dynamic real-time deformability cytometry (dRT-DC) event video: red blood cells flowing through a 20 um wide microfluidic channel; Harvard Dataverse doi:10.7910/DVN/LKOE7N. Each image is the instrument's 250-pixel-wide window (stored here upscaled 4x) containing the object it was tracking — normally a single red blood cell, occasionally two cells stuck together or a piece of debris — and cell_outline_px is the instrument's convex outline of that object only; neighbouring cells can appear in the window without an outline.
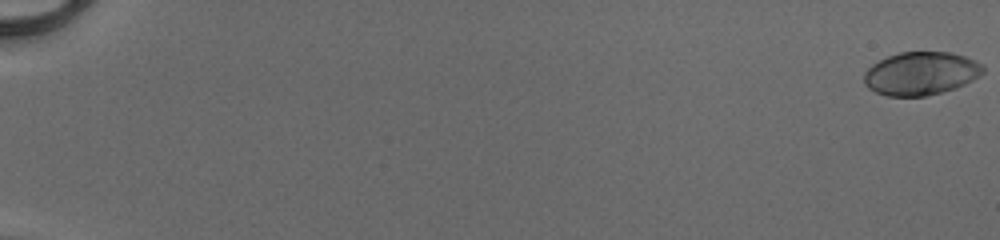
{"species": "human", "species_latin": "Homo sapiens", "temperature_condition": "cold", "stored_images_in_passage": 53, "camera_frame_rate_fps": 3000, "um_per_image_px": 0.085, "donor": {"sex": "male"}, "frame": {"image": 1, "passage_image": 1, "time_ms": 0.0, "image_size_px": [1000, 240], "cell_outline_px": [[984, 72], [980, 76], [956, 88], [924, 96], [888, 96], [876, 92], [868, 88], [864, 84], [864, 72], [872, 64], [888, 56], [900, 52], [952, 52], [976, 60], [984, 64]], "centroid_in_image_um": [78.29, 6.24], "position_along_channel_um": 6.7, "area_um2": 30.06}}
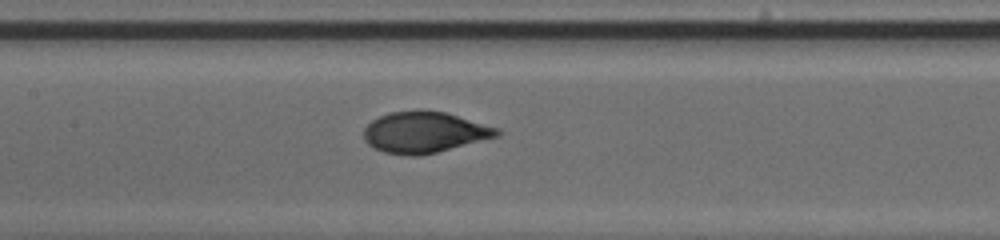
{"frame": {"image": 2, "passage_image": 29, "time_ms": 9.333, "image_size_px": [1000, 240], "cell_outline_px": [[504, 132], [500, 136], [436, 152], [416, 156], [408, 156], [384, 152], [368, 144], [364, 140], [364, 128], [372, 120], [380, 116], [392, 112], [444, 112], [500, 128]], "centroid_in_image_um": [36.11, 11.27], "position_along_channel_um": 171.3, "area_um2": 31.39}}
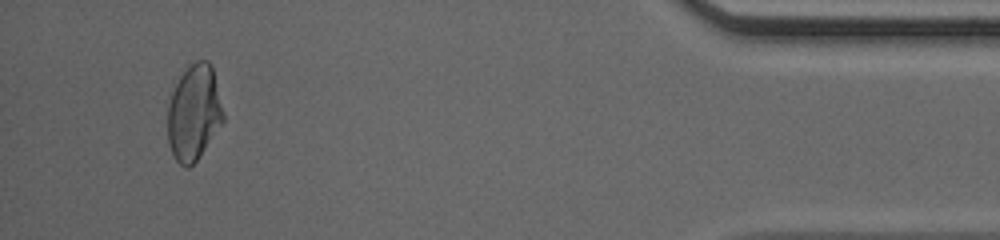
{"frame": {"image": 3, "passage_image": 51, "time_ms": 16.667, "image_size_px": [1000, 240], "cell_outline_px": [[224, 120], [196, 160], [188, 168], [184, 168], [176, 160], [168, 144], [168, 104], [172, 92], [180, 76], [196, 60], [208, 60], [212, 64], [224, 116]], "centroid_in_image_um": [16.48, 9.57], "position_along_channel_um": 418.7, "area_um2": 30.58}, "authors_computed_cell_mechanics": {"area_um2": 30.9808, "velocity_mm_per_s": 4.1342, "shape_relaxation_time_tau1_ms": 4.1851, "shape_relaxation_time_tau2_ms": null, "deformation_change_tau1": 0.1786, "deformation_change_tau2": null}}